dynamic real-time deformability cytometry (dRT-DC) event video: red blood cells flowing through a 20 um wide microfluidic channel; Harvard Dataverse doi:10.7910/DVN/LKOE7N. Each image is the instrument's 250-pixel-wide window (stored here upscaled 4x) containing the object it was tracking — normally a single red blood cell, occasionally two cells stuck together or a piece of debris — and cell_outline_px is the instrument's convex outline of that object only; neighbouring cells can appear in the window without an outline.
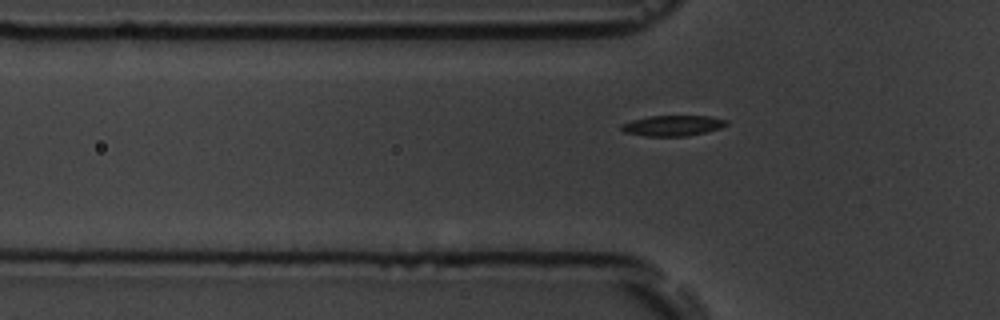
{"species": "common noctule bat (a hibernating species)", "species_latin": "Nyctalus noctula", "temperature_condition": "room temperature", "stored_images_in_passage": 41, "camera_frame_rate_fps": 3000, "um_per_image_px": 0.085, "animal": {"sex": "male", "body_mass_g": 19.5, "forearm_length_mm": 54.6}, "frame": {"image": 1, "passage_image": 10, "time_ms": 3.0, "image_size_px": [1000, 320], "cell_outline_px": [[728, 124], [720, 128], [688, 136], [644, 136], [624, 132], [620, 128], [620, 124], [632, 120], [648, 116], [708, 116], [728, 120]], "centroid_in_image_um": [57.15, 10.67], "position_along_channel_um": 68.6, "area_um2": 12.6}}
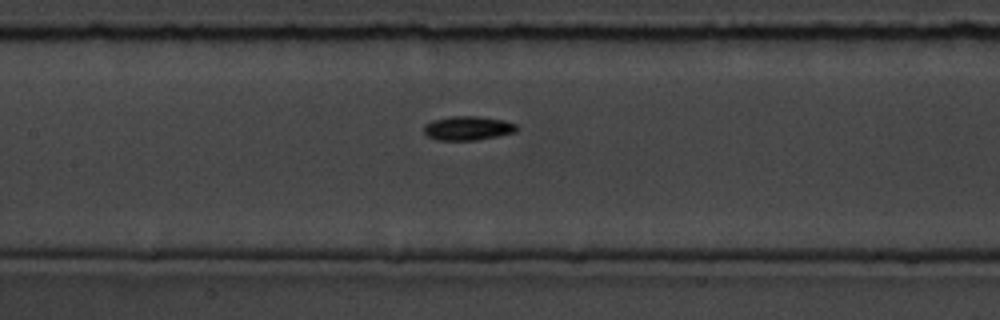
{"frame": {"image": 2, "passage_image": 18, "time_ms": 5.667, "image_size_px": [1000, 320], "cell_outline_px": [[520, 128], [516, 132], [476, 140], [436, 140], [428, 136], [424, 132], [424, 124], [432, 120], [452, 116], [480, 116], [504, 120], [516, 124]], "centroid_in_image_um": [39.78, 10.89], "position_along_channel_um": 167.6, "area_um2": 13.12}}
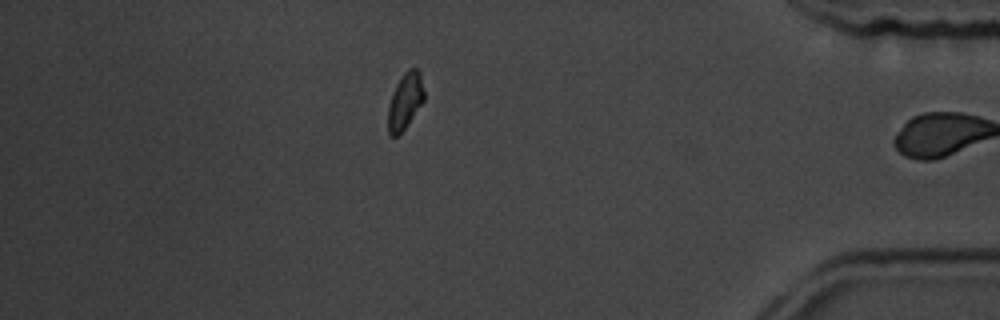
{"frame": {"image": 3, "passage_image": 40, "time_ms": 13.0, "image_size_px": [1000, 320], "cell_outline_px": [[424, 100], [404, 128], [396, 136], [392, 136], [388, 132], [388, 104], [392, 92], [396, 84], [404, 72], [408, 68], [416, 68], [420, 72], [424, 92]], "centroid_in_image_um": [34.42, 8.55], "position_along_channel_um": 400.8, "area_um2": 11.68}, "authors_computed_cell_mechanics": {"area_um2": 12.427, "velocity_mm_per_s": 3.7163, "shape_relaxation_time_tau1_ms": 1.4451, "shape_relaxation_time_tau2_ms": null, "deformation_change_tau1": 0.0944, "deformation_change_tau2": null}}